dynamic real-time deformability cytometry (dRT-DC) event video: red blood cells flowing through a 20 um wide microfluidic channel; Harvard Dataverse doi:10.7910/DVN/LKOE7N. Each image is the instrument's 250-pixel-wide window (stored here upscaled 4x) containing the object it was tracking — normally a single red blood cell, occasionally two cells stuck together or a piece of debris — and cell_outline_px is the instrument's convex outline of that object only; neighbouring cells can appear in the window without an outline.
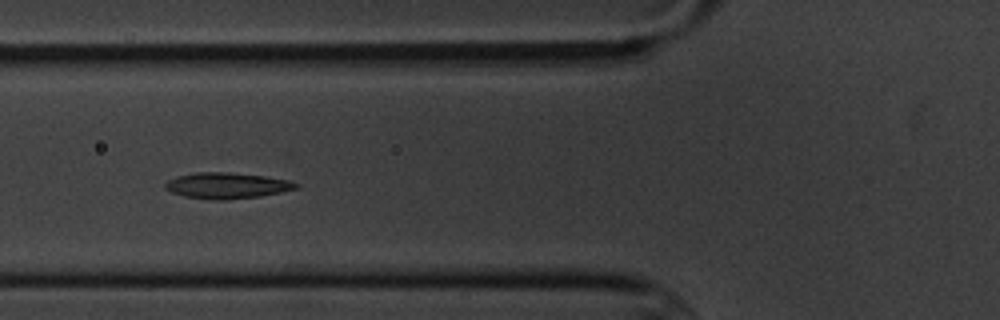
{"species": "common noctule bat (a hibernating species)", "species_latin": "Nyctalus noctula", "temperature_condition": "cold", "stored_images_in_passage": 7, "camera_frame_rate_fps": 3000, "um_per_image_px": 0.085, "animal": {"sex": "male", "body_mass_g": 20.1, "forearm_length_mm": 53.5}, "frame": {"image": 1, "passage_image": 6, "time_ms": 5.667, "image_size_px": [1000, 320], "cell_outline_px": [[300, 188], [260, 196], [224, 200], [216, 200], [184, 196], [172, 192], [164, 188], [164, 184], [168, 180], [176, 176], [196, 172], [228, 172], [264, 176], [288, 180], [300, 184]], "centroid_in_image_um": [19.28, 15.77], "position_along_channel_um": 106.5, "area_um2": 19.77}}
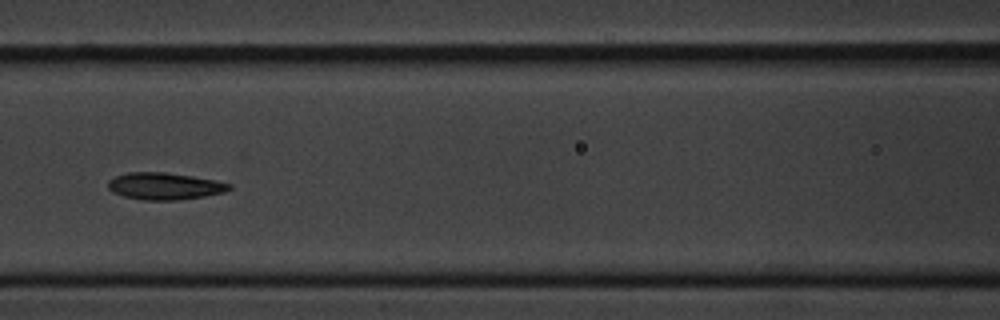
{"frame": {"image": 2, "passage_image": 7, "time_ms": 7.0, "image_size_px": [1000, 320], "cell_outline_px": [[232, 188], [224, 192], [204, 196], [176, 200], [144, 200], [124, 196], [112, 192], [108, 188], [108, 180], [116, 176], [128, 172], [164, 172], [192, 176], [216, 180], [232, 184]], "centroid_in_image_um": [13.99, 15.81], "position_along_channel_um": 152.6, "area_um2": 19.02}}